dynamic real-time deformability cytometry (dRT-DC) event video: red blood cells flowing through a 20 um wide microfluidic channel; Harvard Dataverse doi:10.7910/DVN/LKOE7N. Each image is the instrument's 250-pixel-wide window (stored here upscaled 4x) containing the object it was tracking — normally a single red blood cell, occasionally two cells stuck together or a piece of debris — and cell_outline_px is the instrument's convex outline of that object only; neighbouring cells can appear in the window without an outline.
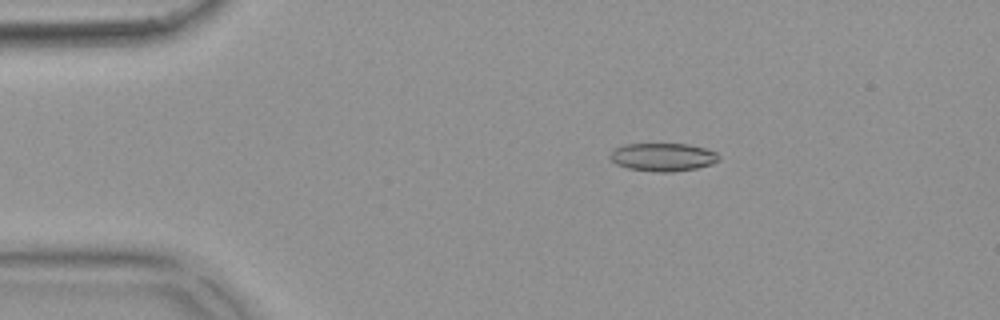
{"species": "common noctule bat (a hibernating species)", "species_latin": "Nyctalus noctula", "temperature_condition": "warm", "stored_images_in_passage": 54, "camera_frame_rate_fps": 3000, "um_per_image_px": 0.085, "animal": {"sex": "female", "body_mass_g": 18.4}, "frame": {"image": 1, "passage_image": 9, "time_ms": 2.667, "image_size_px": [1000, 320], "cell_outline_px": [[720, 160], [712, 164], [696, 168], [672, 172], [656, 172], [628, 168], [616, 164], [608, 156], [612, 148], [624, 144], [688, 144], [704, 148], [716, 152], [720, 156]], "centroid_in_image_um": [56.32, 13.35], "position_along_channel_um": 28.7, "area_um2": 17.98}}
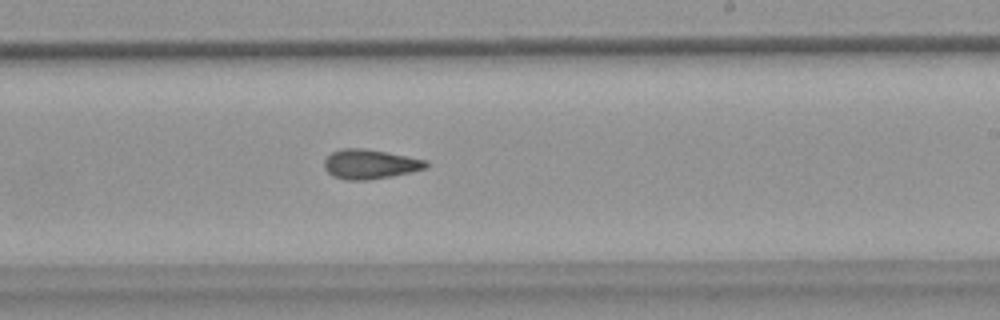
{"frame": {"image": 2, "passage_image": 32, "time_ms": 10.333, "image_size_px": [1000, 320], "cell_outline_px": [[428, 168], [392, 176], [368, 180], [348, 180], [332, 176], [324, 168], [324, 160], [332, 152], [340, 148], [364, 148], [388, 152], [428, 160]], "centroid_in_image_um": [31.46, 13.94], "position_along_channel_um": 257.5, "area_um2": 17.69}}
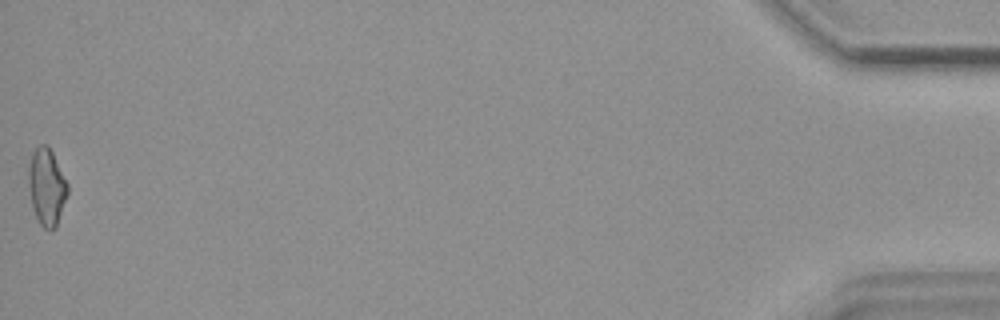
{"frame": {"image": 3, "passage_image": 54, "time_ms": 17.667, "image_size_px": [1000, 320], "cell_outline_px": [[68, 196], [56, 228], [44, 228], [40, 224], [36, 216], [32, 204], [28, 184], [28, 164], [32, 152], [40, 144], [48, 144], [68, 184]], "centroid_in_image_um": [3.97, 15.86], "position_along_channel_um": 431.2, "area_um2": 17.57}, "authors_computed_cell_mechanics": {"area_um2": 17.34, "velocity_mm_per_s": 3.7233, "shape_relaxation_time_tau1_ms": null, "shape_relaxation_time_tau2_ms": 5.0028, "deformation_change_tau1": null, "deformation_change_tau2": 0.1391}}